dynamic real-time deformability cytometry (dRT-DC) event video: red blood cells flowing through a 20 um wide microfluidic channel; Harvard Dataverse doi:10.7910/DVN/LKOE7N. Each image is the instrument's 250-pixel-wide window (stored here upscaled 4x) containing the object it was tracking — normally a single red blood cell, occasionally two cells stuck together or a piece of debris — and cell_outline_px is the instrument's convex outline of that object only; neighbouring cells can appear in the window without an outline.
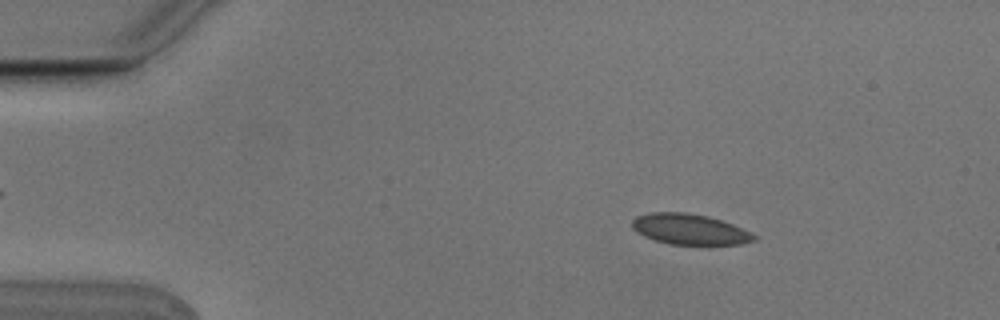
{"species": "Egyptian fruit bat (a non-hibernating species)", "species_latin": "Rousettus aegyptiacus", "temperature_condition": "cold", "stored_images_in_passage": 5, "camera_frame_rate_fps": 3000, "um_per_image_px": 0.085, "animal": {"sex": "male"}, "frame": {"image": 1, "passage_image": 2, "time_ms": 0.333, "image_size_px": [1000, 320], "cell_outline_px": [[756, 240], [740, 244], [668, 244], [644, 236], [636, 232], [632, 228], [632, 220], [636, 216], [652, 212], [688, 212], [708, 216], [732, 224], [756, 236]], "centroid_in_image_um": [58.57, 19.48], "position_along_channel_um": 26.4, "area_um2": 21.56}}
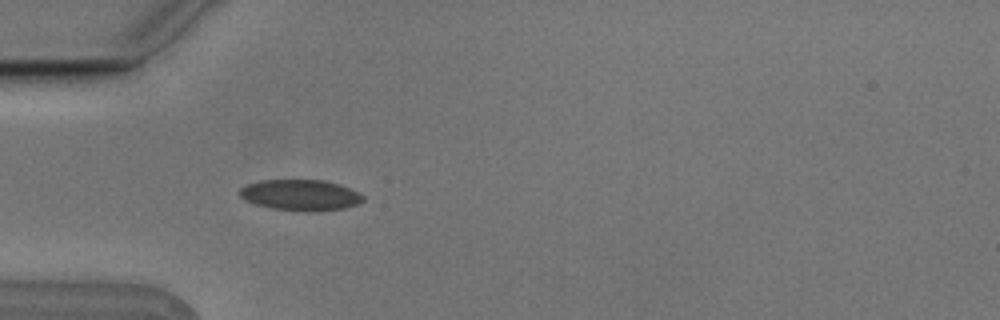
{"frame": {"image": 2, "passage_image": 4, "time_ms": 1.0, "image_size_px": [1000, 320], "cell_outline_px": [[364, 200], [356, 204], [344, 208], [272, 208], [256, 204], [244, 200], [240, 196], [240, 188], [248, 184], [260, 180], [324, 180], [340, 184], [364, 196]], "centroid_in_image_um": [25.49, 16.52], "position_along_channel_um": 59.5, "area_um2": 21.04}}